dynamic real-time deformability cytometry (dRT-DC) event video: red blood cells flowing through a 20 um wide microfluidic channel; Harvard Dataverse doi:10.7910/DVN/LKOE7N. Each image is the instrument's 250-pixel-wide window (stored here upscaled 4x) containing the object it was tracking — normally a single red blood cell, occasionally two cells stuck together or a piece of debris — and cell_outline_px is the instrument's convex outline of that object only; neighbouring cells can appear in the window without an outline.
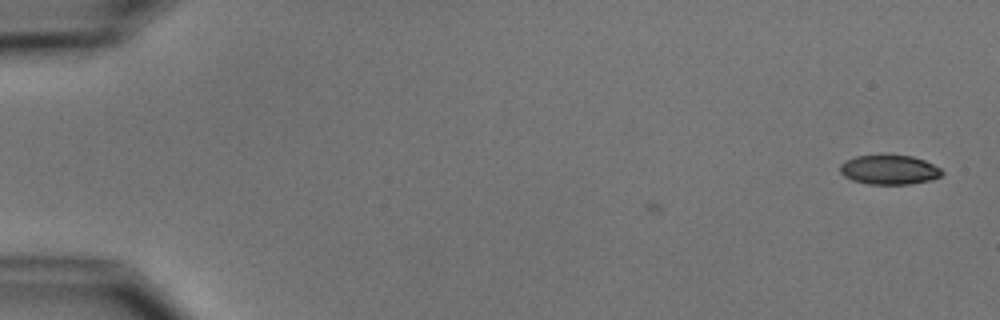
{"species": "common noctule bat (a hibernating species)", "species_latin": "Nyctalus noctula", "temperature_condition": "cold", "stored_images_in_passage": 3, "camera_frame_rate_fps": 3000, "um_per_image_px": 0.085, "animal": {"sex": "male", "body_mass_g": 15.6}, "frame": {"image": 1, "passage_image": 1, "time_ms": 0.0, "image_size_px": [1000, 320], "cell_outline_px": [[944, 172], [940, 176], [932, 180], [908, 184], [868, 184], [852, 180], [844, 176], [840, 172], [840, 164], [844, 160], [856, 156], [912, 156], [924, 160], [940, 168]], "centroid_in_image_um": [75.57, 14.44], "position_along_channel_um": 9.4, "area_um2": 17.34}}